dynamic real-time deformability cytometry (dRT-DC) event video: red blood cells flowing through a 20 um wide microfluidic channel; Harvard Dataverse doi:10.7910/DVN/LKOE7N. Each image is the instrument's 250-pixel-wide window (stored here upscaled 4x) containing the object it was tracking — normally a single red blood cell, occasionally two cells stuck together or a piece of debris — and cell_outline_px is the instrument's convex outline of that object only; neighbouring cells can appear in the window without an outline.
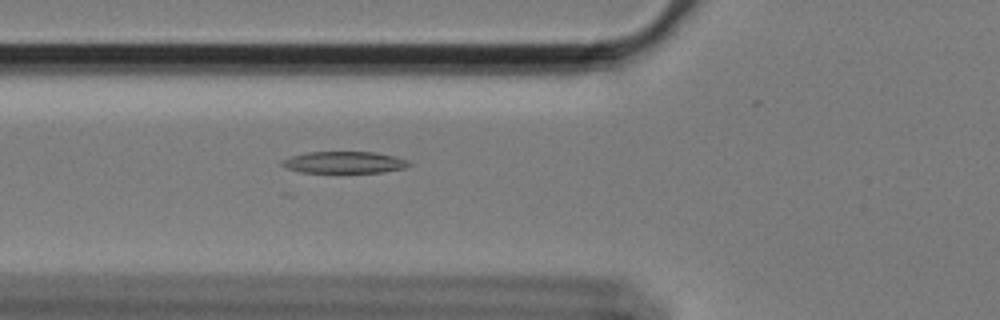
{"species": "Egyptian fruit bat (a non-hibernating species)", "species_latin": "Rousettus aegyptiacus", "temperature_condition": "cold", "stored_images_in_passage": 59, "camera_frame_rate_fps": 3000, "um_per_image_px": 0.085, "animal": {"sex": "female"}, "frame": {"image": 1, "passage_image": 22, "time_ms": 7.0, "image_size_px": [1000, 320], "cell_outline_px": [[412, 164], [404, 168], [380, 172], [300, 172], [288, 168], [280, 164], [280, 160], [292, 156], [308, 152], [376, 152], [396, 156], [408, 160]], "centroid_in_image_um": [29.27, 13.79], "position_along_channel_um": 96.5, "area_um2": 16.01}}
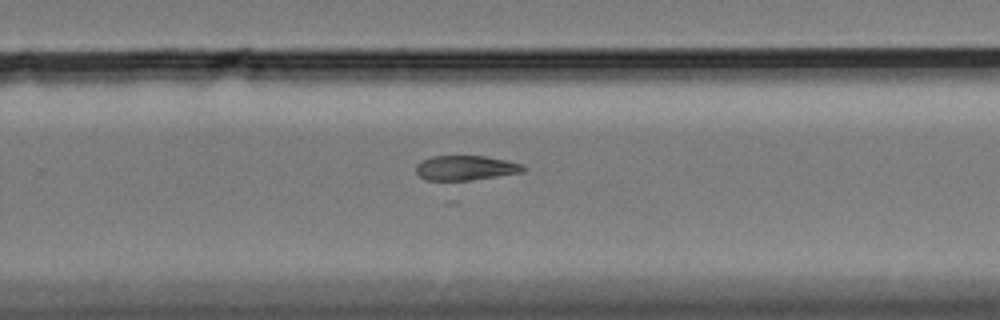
{"frame": {"image": 2, "passage_image": 39, "time_ms": 12.667, "image_size_px": [1000, 320], "cell_outline_px": [[528, 168], [524, 172], [456, 184], [448, 184], [424, 180], [416, 172], [416, 164], [432, 156], [484, 156], [508, 160], [524, 164]], "centroid_in_image_um": [39.59, 14.34], "position_along_channel_um": 290.2, "area_um2": 16.7}}
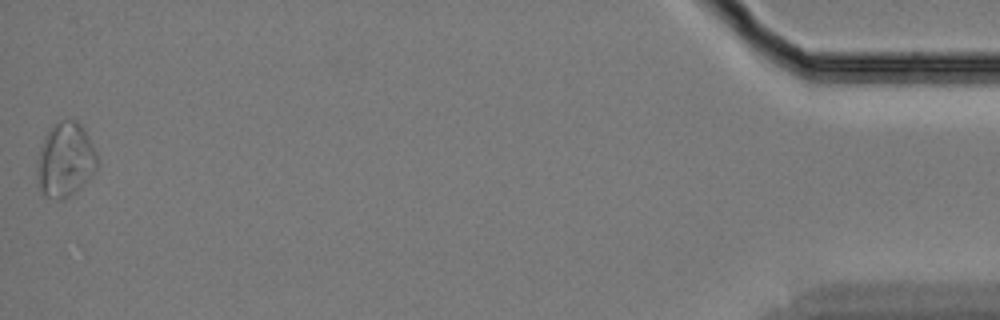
{"frame": {"image": 3, "passage_image": 59, "time_ms": 19.333, "image_size_px": [1000, 320], "cell_outline_px": [[100, 160], [96, 168], [88, 180], [76, 192], [64, 200], [56, 200], [44, 196], [40, 188], [36, 172], [40, 148], [44, 136], [60, 120], [76, 120], [84, 128]], "centroid_in_image_um": [5.57, 13.62], "position_along_channel_um": 429.6, "area_um2": 26.18}}